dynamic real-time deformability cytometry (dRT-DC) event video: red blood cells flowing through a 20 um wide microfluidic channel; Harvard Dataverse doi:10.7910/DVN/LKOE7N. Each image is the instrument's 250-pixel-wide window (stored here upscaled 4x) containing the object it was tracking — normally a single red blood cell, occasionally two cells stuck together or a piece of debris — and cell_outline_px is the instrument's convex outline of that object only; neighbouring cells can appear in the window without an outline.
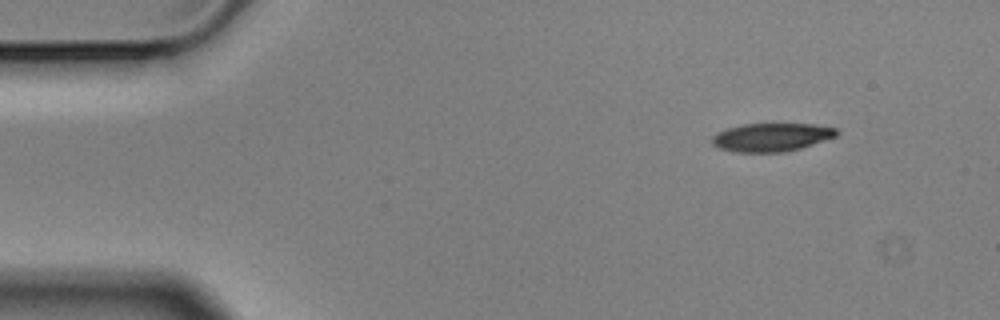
{"species": "Egyptian fruit bat (a non-hibernating species)", "species_latin": "Rousettus aegyptiacus", "temperature_condition": "cold", "stored_images_in_passage": 10, "camera_frame_rate_fps": 3000, "um_per_image_px": 0.085, "animal": {"sex": "male"}, "frame": {"image": 1, "passage_image": 1, "time_ms": 0.0, "image_size_px": [1000, 320], "cell_outline_px": [[836, 136], [800, 148], [784, 152], [736, 152], [720, 148], [712, 144], [712, 136], [716, 132], [740, 124], [812, 124], [836, 128]], "centroid_in_image_um": [65.52, 11.66], "position_along_channel_um": 19.5, "area_um2": 20.35}}
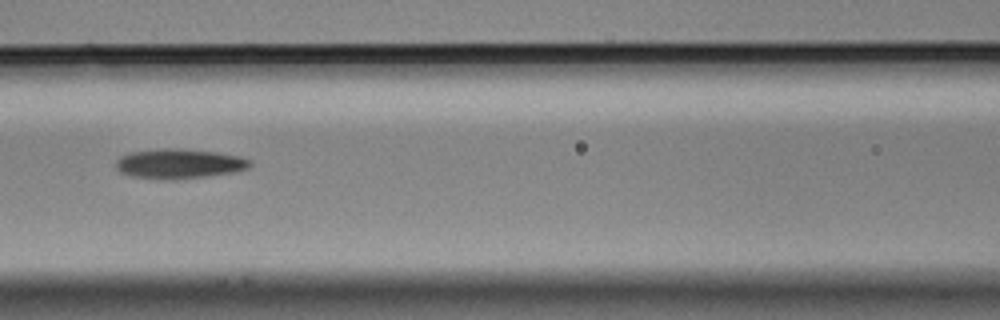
{"frame": {"image": 2, "passage_image": 6, "time_ms": 1.667, "image_size_px": [1000, 320], "cell_outline_px": [[252, 164], [248, 168], [236, 172], [208, 176], [176, 180], [164, 180], [132, 176], [120, 172], [116, 168], [116, 160], [120, 156], [128, 152], [160, 148], [180, 148], [216, 152], [240, 156], [248, 160]], "centroid_in_image_um": [15.2, 13.92], "position_along_channel_um": 151.4, "area_um2": 23.58}}
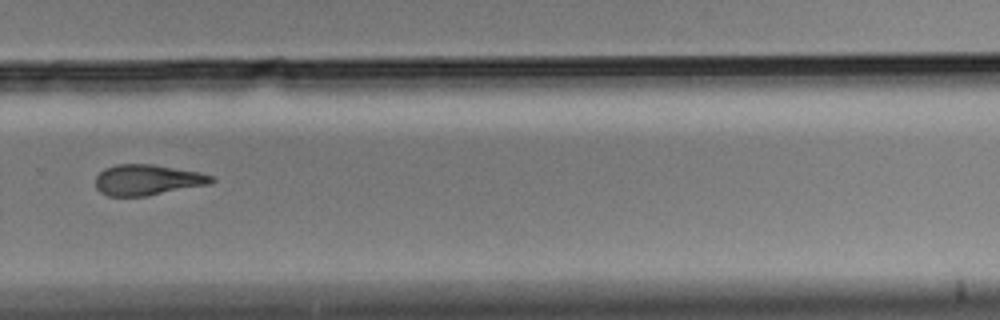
{"frame": {"image": 3, "passage_image": 10, "time_ms": 3.0, "image_size_px": [1000, 320], "cell_outline_px": [[216, 180], [212, 184], [148, 196], [108, 196], [100, 192], [96, 188], [96, 176], [104, 168], [116, 164], [152, 164], [200, 172], [212, 176]], "centroid_in_image_um": [12.55, 15.29], "position_along_channel_um": 317.2, "area_um2": 20.98}}